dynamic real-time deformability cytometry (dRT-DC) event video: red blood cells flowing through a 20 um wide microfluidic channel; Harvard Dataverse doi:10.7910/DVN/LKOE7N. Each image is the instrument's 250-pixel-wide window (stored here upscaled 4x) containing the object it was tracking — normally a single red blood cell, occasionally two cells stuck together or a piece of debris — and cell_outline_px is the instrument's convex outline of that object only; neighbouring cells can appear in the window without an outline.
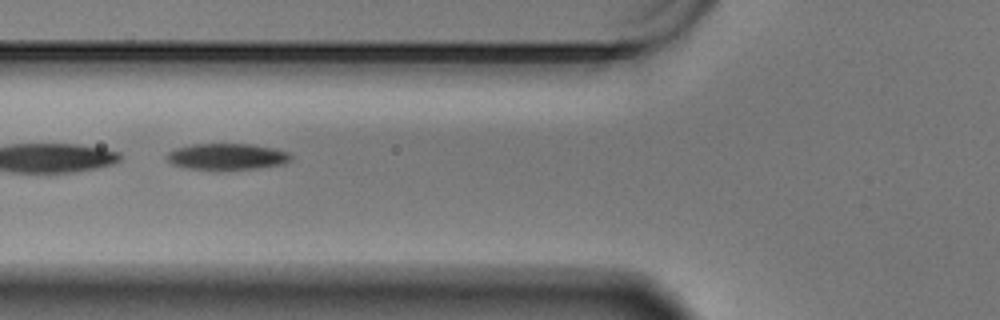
{"species": "Egyptian fruit bat (a non-hibernating species)", "species_latin": "Rousettus aegyptiacus", "temperature_condition": "warm", "stored_images_in_passage": 27, "segment_of_instrument_passage": [2, 2], "camera_frame_rate_fps": 3000, "um_per_image_px": 0.085, "animal": {"sex": "male"}, "frame": {"image": 1, "passage_image": 23, "time_ms": 7.333, "image_size_px": [1000, 320], "cell_outline_px": [[292, 156], [284, 164], [256, 168], [188, 168], [172, 164], [164, 156], [168, 152], [176, 148], [192, 144], [252, 144], [272, 148], [288, 152]], "centroid_in_image_um": [19.27, 13.28], "position_along_channel_um": 106.5, "area_um2": 18.5}}